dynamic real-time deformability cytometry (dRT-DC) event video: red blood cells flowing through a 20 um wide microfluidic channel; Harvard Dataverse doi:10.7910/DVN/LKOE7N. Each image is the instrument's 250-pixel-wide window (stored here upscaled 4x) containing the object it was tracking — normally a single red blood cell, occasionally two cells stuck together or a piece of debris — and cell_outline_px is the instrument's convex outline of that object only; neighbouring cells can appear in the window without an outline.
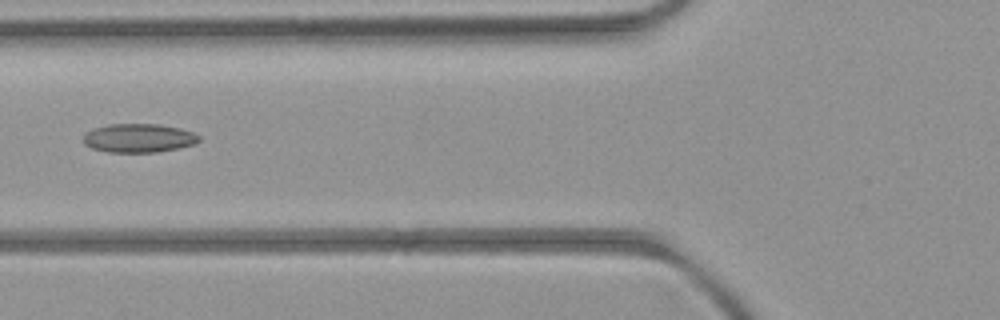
{"species": "common noctule bat (a hibernating species)", "species_latin": "Nyctalus noctula", "temperature_condition": "room temperature", "stored_images_in_passage": 4, "camera_frame_rate_fps": 3000, "um_per_image_px": 0.085, "animal": {"sex": "female", "body_mass_g": 21.9}, "frame": {"image": 1, "passage_image": 4, "time_ms": 4.333, "image_size_px": [1000, 320], "cell_outline_px": [[200, 140], [192, 144], [176, 148], [156, 152], [108, 152], [92, 148], [84, 144], [84, 132], [92, 128], [108, 124], [160, 124], [180, 128], [192, 132], [200, 136]], "centroid_in_image_um": [11.74, 11.72], "position_along_channel_um": 114.1, "area_um2": 19.36}}